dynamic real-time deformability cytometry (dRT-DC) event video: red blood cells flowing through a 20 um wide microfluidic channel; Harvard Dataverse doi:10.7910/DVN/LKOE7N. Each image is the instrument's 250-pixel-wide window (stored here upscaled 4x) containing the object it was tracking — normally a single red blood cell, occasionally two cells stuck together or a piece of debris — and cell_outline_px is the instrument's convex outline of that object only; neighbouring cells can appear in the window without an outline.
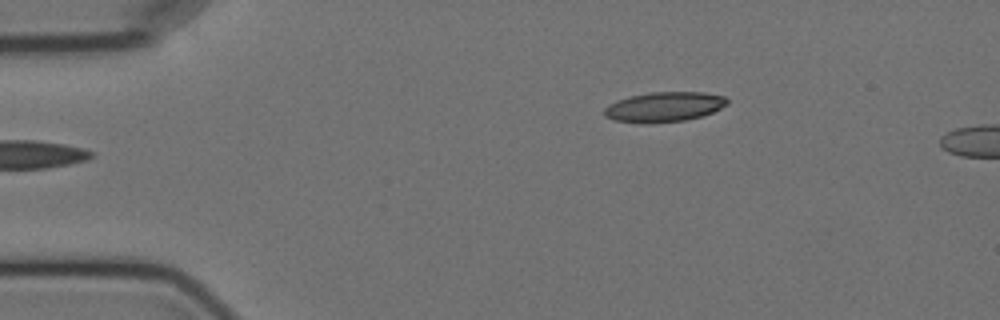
{"species": "Egyptian fruit bat (a non-hibernating species)", "species_latin": "Rousettus aegyptiacus", "temperature_condition": "cold", "stored_images_in_passage": 4, "camera_frame_rate_fps": 3000, "um_per_image_px": 0.085, "animal": {"sex": "female"}, "frame": {"image": 1, "passage_image": 4, "time_ms": 3.333, "image_size_px": [1000, 320], "cell_outline_px": [[728, 104], [712, 112], [700, 116], [684, 120], [644, 124], [640, 124], [612, 120], [604, 116], [604, 108], [608, 104], [616, 100], [628, 96], [648, 92], [704, 92], [724, 96], [728, 100]], "centroid_in_image_um": [56.39, 9.08], "position_along_channel_um": 28.6, "area_um2": 21.68}}